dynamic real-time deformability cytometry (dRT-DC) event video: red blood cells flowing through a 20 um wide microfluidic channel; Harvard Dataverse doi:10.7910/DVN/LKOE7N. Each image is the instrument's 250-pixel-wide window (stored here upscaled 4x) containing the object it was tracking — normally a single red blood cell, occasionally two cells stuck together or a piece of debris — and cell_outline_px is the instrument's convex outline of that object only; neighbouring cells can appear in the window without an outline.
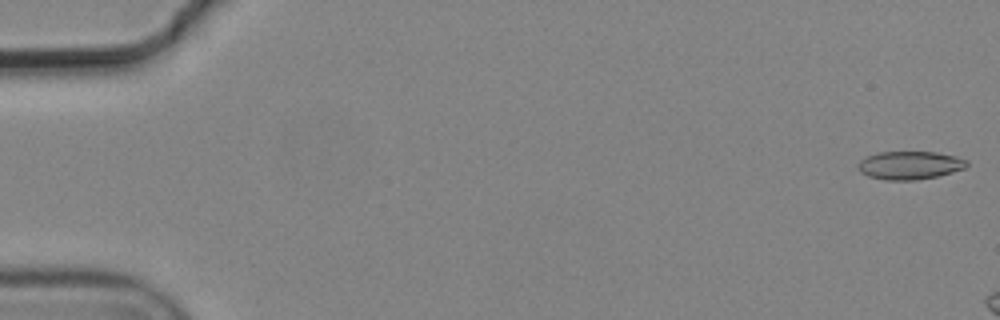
{"species": "common noctule bat (a hibernating species)", "species_latin": "Nyctalus noctula", "temperature_condition": "cold", "stored_images_in_passage": 3, "camera_frame_rate_fps": 3000, "um_per_image_px": 0.085, "animal": {"sex": "male", "body_mass_g": 19.2, "forearm_length_mm": 51.8}, "frame": {"image": 1, "passage_image": 1, "time_ms": 0.0, "image_size_px": [1000, 320], "cell_outline_px": [[968, 164], [964, 168], [952, 172], [936, 176], [916, 180], [884, 180], [868, 176], [860, 172], [860, 160], [876, 152], [936, 152], [956, 156], [968, 160]], "centroid_in_image_um": [77.35, 14.04], "position_along_channel_um": 7.7, "area_um2": 17.74}}